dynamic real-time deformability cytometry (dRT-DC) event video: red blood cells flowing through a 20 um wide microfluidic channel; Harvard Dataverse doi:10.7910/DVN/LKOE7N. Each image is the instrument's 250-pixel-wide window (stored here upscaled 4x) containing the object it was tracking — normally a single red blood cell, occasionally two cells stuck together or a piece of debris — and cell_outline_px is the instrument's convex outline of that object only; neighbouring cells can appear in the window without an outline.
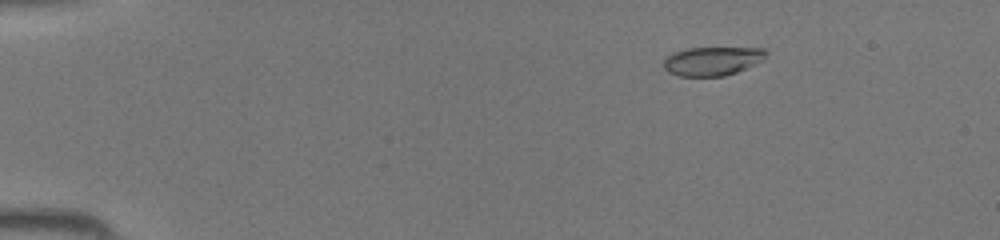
{"species": "common noctule bat (a hibernating species)", "species_latin": "Nyctalus noctula", "temperature_condition": "room temperature", "stored_images_in_passage": 44, "camera_frame_rate_fps": 3000, "um_per_image_px": 0.085, "animal": {"sex": "female", "body_mass_g": 19.5, "forearm_length_mm": 54.1}, "frame": {"image": 1, "passage_image": 7, "time_ms": 2.0, "image_size_px": [1000, 240], "cell_outline_px": [[768, 52], [764, 60], [736, 72], [724, 76], [676, 76], [668, 72], [664, 68], [664, 60], [668, 56], [676, 52], [688, 48], [764, 48]], "centroid_in_image_um": [60.57, 5.19], "position_along_channel_um": 24.4, "area_um2": 17.11}}
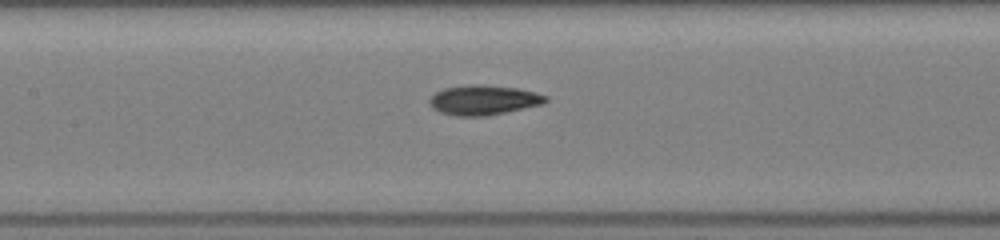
{"frame": {"image": 2, "passage_image": 22, "time_ms": 7.0, "image_size_px": [1000, 240], "cell_outline_px": [[548, 100], [544, 104], [484, 116], [456, 116], [440, 112], [432, 108], [428, 104], [428, 100], [436, 92], [444, 88], [468, 84], [480, 84], [516, 88], [536, 92], [548, 96]], "centroid_in_image_um": [41.09, 8.49], "position_along_channel_um": 166.3, "area_um2": 20.23}}
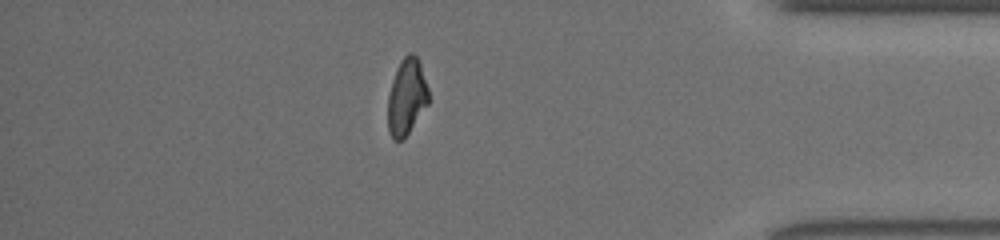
{"frame": {"image": 3, "passage_image": 39, "time_ms": 12.667, "image_size_px": [1000, 240], "cell_outline_px": [[428, 104], [404, 140], [392, 140], [388, 132], [388, 96], [392, 80], [400, 60], [408, 52], [412, 52], [416, 56], [420, 64], [428, 88]], "centroid_in_image_um": [34.55, 8.26], "position_along_channel_um": 400.6, "area_um2": 18.21}}